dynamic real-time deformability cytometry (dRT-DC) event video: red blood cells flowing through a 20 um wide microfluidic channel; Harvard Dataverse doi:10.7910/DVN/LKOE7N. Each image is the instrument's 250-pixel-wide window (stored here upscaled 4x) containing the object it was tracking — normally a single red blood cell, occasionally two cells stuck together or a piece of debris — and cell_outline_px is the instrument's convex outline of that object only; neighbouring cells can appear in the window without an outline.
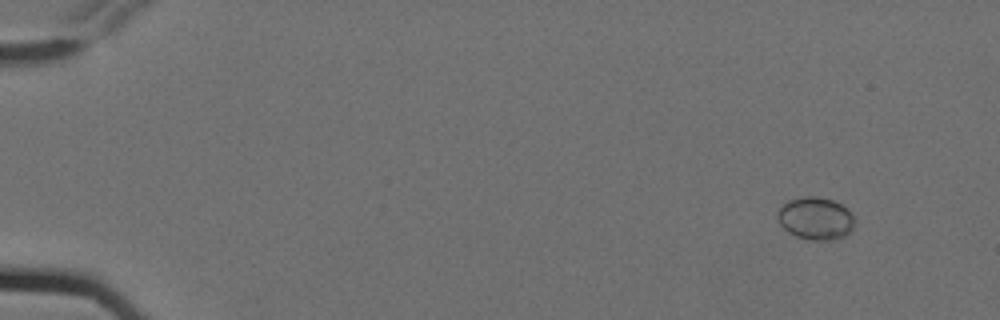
{"species": "Egyptian fruit bat (a non-hibernating species)", "species_latin": "Rousettus aegyptiacus", "temperature_condition": "cold", "stored_images_in_passage": 14, "camera_frame_rate_fps": 3000, "um_per_image_px": 0.085, "animal": {"sex": "female"}, "frame": {"image": 1, "passage_image": 2, "time_ms": 0.333, "image_size_px": [1000, 320], "cell_outline_px": [[856, 220], [852, 228], [844, 236], [832, 240], [808, 240], [796, 236], [788, 232], [780, 224], [776, 216], [776, 212], [788, 200], [804, 196], [816, 196], [832, 200], [840, 204]], "centroid_in_image_um": [69.29, 18.57], "position_along_channel_um": 15.7, "area_um2": 19.02}}
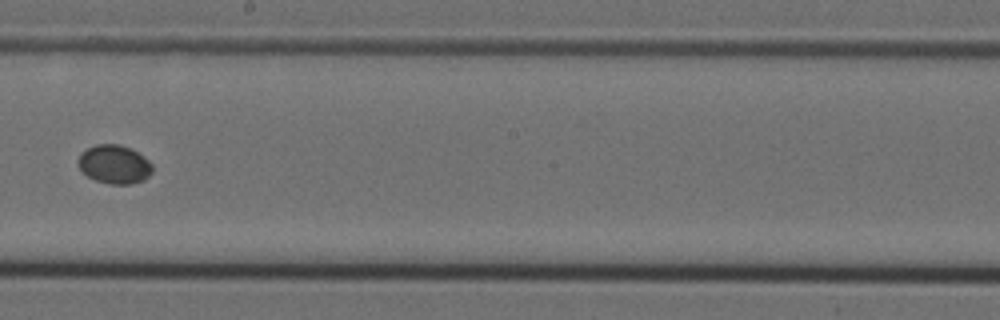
{"frame": {"image": 2, "passage_image": 9, "time_ms": 2.667, "image_size_px": [1000, 320], "cell_outline_px": [[152, 172], [144, 180], [132, 184], [108, 184], [96, 180], [88, 176], [80, 168], [76, 160], [80, 152], [96, 144], [120, 144], [132, 148], [144, 156], [152, 164]], "centroid_in_image_um": [9.72, 13.96], "position_along_channel_um": 238.5, "area_um2": 16.94}}
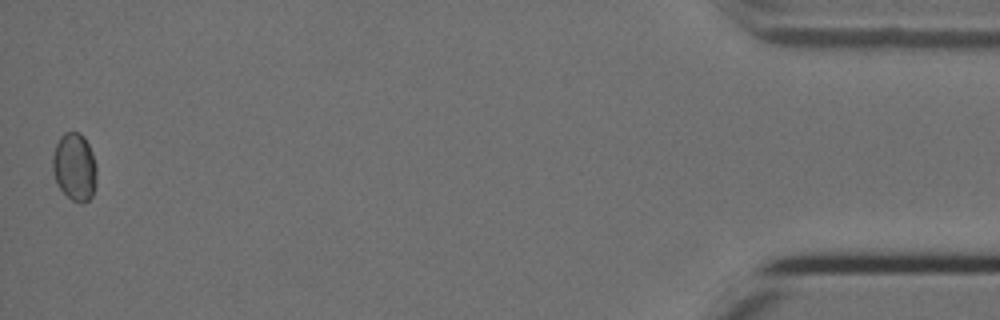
{"frame": {"image": 3, "passage_image": 14, "time_ms": 4.333, "image_size_px": [1000, 320], "cell_outline_px": [[96, 184], [92, 196], [84, 204], [80, 204], [72, 200], [60, 188], [56, 180], [52, 168], [52, 156], [56, 144], [60, 136], [64, 132], [80, 132], [84, 136], [88, 144], [96, 168]], "centroid_in_image_um": [6.33, 14.19], "position_along_channel_um": 428.9, "area_um2": 17.34}}